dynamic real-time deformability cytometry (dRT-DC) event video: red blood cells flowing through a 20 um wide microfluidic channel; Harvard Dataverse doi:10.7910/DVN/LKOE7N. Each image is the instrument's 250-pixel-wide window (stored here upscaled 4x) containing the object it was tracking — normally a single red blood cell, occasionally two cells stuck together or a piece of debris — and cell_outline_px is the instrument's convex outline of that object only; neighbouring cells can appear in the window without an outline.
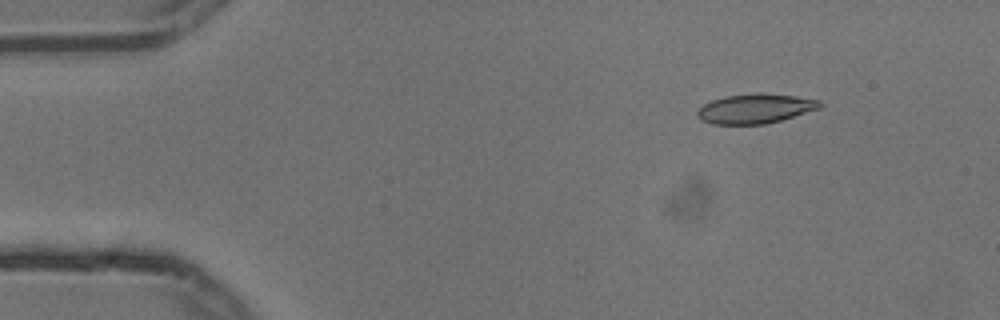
{"species": "common noctule bat (a hibernating species)", "species_latin": "Nyctalus noctula", "temperature_condition": "cold", "stored_images_in_passage": 6, "camera_frame_rate_fps": 3000, "um_per_image_px": 0.085, "animal": {"sex": "male", "body_mass_g": 13.3}, "frame": {"image": 1, "passage_image": 2, "time_ms": 0.333, "image_size_px": [1000, 320], "cell_outline_px": [[824, 104], [820, 108], [780, 120], [764, 124], [712, 124], [700, 120], [696, 112], [704, 104], [712, 100], [724, 96], [760, 92], [796, 96], [820, 100]], "centroid_in_image_um": [64.2, 9.22], "position_along_channel_um": 20.8, "area_um2": 21.15}}
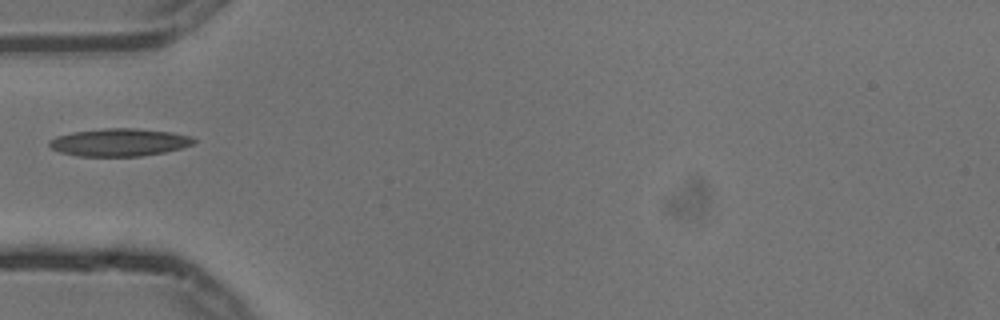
{"frame": {"image": 2, "passage_image": 5, "time_ms": 1.333, "image_size_px": [1000, 320], "cell_outline_px": [[196, 140], [192, 144], [180, 148], [164, 152], [140, 156], [76, 156], [60, 152], [52, 148], [48, 144], [48, 140], [56, 136], [72, 132], [104, 128], [136, 128], [172, 132], [192, 136]], "centroid_in_image_um": [10.12, 12.09], "position_along_channel_um": 74.9, "area_um2": 23.35}}
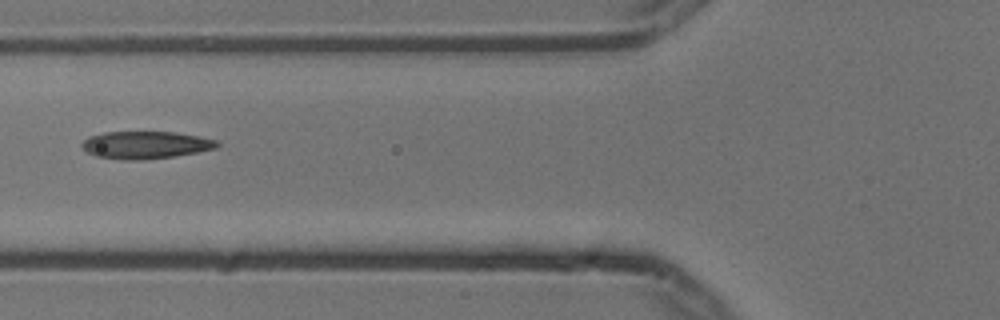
{"frame": {"image": 3, "passage_image": 6, "time_ms": 1.667, "image_size_px": [1000, 320], "cell_outline_px": [[220, 144], [216, 148], [196, 152], [172, 156], [144, 160], [124, 160], [96, 156], [88, 152], [80, 144], [88, 136], [104, 132], [176, 132], [200, 136], [216, 140]], "centroid_in_image_um": [12.36, 12.31], "position_along_channel_um": 113.4, "area_um2": 21.56}}